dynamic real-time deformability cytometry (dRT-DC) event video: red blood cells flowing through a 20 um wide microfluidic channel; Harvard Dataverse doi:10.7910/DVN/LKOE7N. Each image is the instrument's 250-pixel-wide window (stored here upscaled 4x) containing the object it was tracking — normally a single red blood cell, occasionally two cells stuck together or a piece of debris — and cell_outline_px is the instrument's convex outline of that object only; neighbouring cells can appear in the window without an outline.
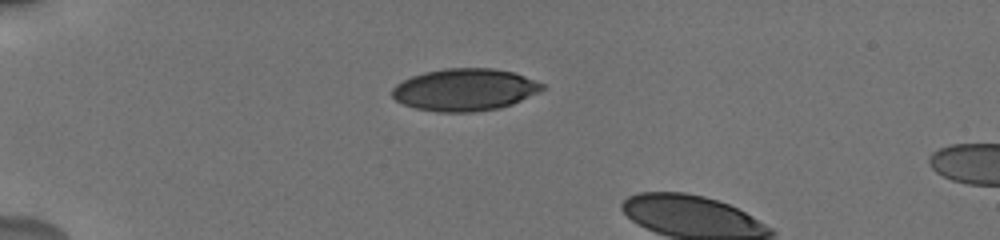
{"species": "human", "species_latin": "Homo sapiens", "temperature_condition": "cold", "stored_images_in_passage": 3, "camera_frame_rate_fps": 3000, "um_per_image_px": 0.085, "donor": {"sex": "male"}, "frame": {"image": 1, "passage_image": 1, "time_ms": 0.0, "image_size_px": [1000, 240], "cell_outline_px": [[544, 88], [512, 104], [500, 108], [472, 112], [436, 112], [416, 108], [404, 104], [396, 100], [392, 96], [392, 88], [396, 84], [412, 76], [424, 72], [444, 68], [492, 68], [512, 72], [524, 76], [544, 84]], "centroid_in_image_um": [39.46, 7.62], "position_along_channel_um": 45.5, "area_um2": 36.65}}